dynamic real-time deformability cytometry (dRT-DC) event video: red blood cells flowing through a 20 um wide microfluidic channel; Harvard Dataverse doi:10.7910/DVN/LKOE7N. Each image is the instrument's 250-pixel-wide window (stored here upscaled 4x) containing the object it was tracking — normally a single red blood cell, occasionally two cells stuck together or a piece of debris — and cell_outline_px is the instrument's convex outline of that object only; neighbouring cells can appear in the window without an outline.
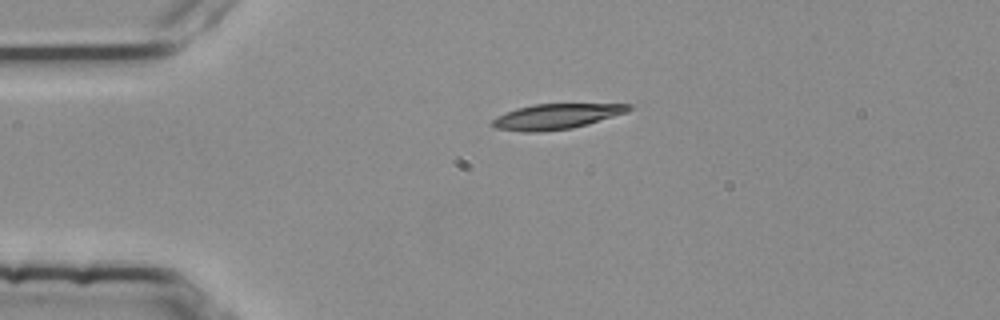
{"species": "common noctule bat (a hibernating species)", "species_latin": "Nyctalus noctula", "temperature_condition": "room temperature", "stored_images_in_passage": 4, "camera_frame_rate_fps": 3000, "um_per_image_px": 0.085, "animal": {"sex": "female", "body_mass_g": 25.1}, "frame": {"image": 1, "passage_image": 4, "time_ms": 1.0, "image_size_px": [1000, 320], "cell_outline_px": [[632, 108], [628, 112], [588, 124], [572, 128], [540, 132], [524, 132], [496, 128], [492, 124], [492, 120], [496, 116], [516, 108], [532, 104], [632, 104]], "centroid_in_image_um": [47.28, 9.89], "position_along_channel_um": 37.7, "area_um2": 20.11}}